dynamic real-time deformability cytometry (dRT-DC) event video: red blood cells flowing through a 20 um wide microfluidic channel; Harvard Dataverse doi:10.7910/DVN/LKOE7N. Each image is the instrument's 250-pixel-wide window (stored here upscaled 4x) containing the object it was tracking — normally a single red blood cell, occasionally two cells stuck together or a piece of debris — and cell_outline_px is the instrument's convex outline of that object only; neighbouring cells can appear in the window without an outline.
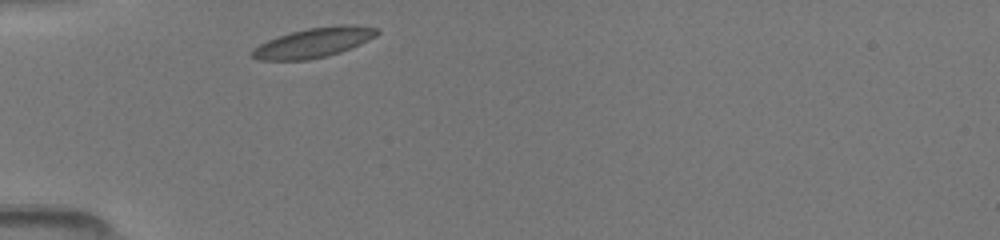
{"species": "common noctule bat (a hibernating species)", "species_latin": "Nyctalus noctula", "temperature_condition": "room temperature", "stored_images_in_passage": 1, "camera_frame_rate_fps": 3000, "um_per_image_px": 0.085, "animal": {"sex": "female", "body_mass_g": 19.5, "forearm_length_mm": 54.1}, "frame": {"image": 1, "passage_image": 1, "time_ms": 0.0, "image_size_px": [1000, 240], "cell_outline_px": [[380, 32], [376, 36], [360, 44], [340, 52], [328, 56], [308, 60], [256, 60], [252, 56], [252, 48], [268, 40], [292, 32], [308, 28], [336, 24], [356, 24], [380, 28]], "centroid_in_image_um": [26.72, 3.61], "position_along_channel_um": 58.3, "area_um2": 21.79}}